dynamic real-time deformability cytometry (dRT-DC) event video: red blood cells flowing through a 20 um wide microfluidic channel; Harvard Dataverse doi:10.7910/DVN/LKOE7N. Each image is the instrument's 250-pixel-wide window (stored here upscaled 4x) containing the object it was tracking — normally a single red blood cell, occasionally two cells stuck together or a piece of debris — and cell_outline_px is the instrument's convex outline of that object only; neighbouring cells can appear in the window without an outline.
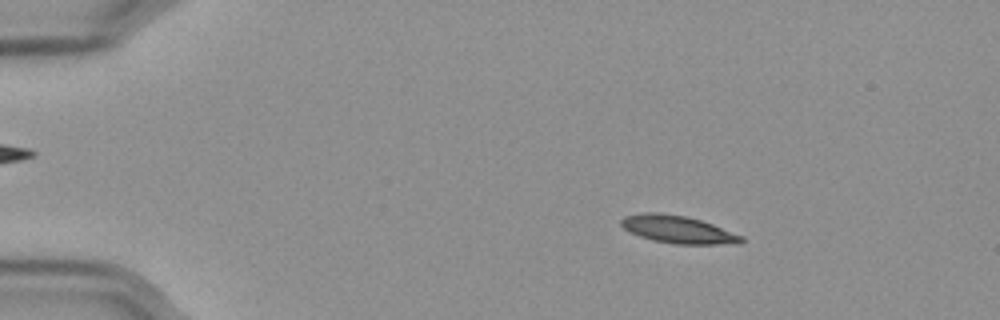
{"species": "Egyptian fruit bat (a non-hibernating species)", "species_latin": "Rousettus aegyptiacus", "temperature_condition": "cold", "stored_images_in_passage": 57, "camera_frame_rate_fps": 3000, "um_per_image_px": 0.085, "frame": {"image": 1, "passage_image": 9, "time_ms": 2.667, "image_size_px": [1000, 320], "cell_outline_px": [[744, 240], [740, 244], [676, 244], [652, 240], [640, 236], [624, 228], [620, 224], [620, 220], [624, 216], [644, 212], [656, 212], [684, 216], [700, 220], [712, 224], [744, 236]], "centroid_in_image_um": [57.64, 19.51], "position_along_channel_um": 27.4, "area_um2": 19.25}}
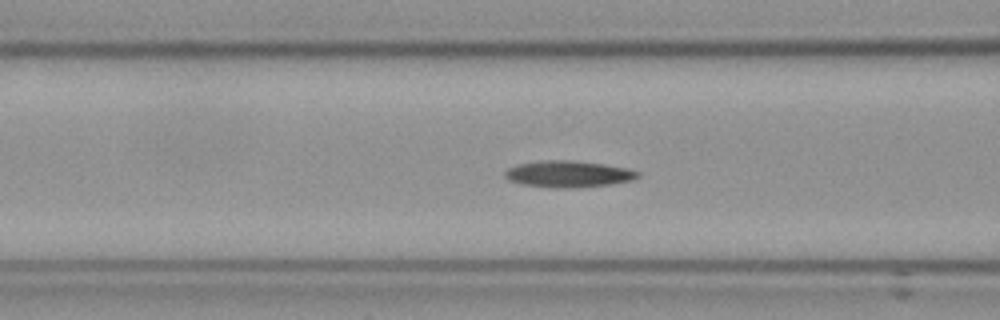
{"frame": {"image": 2, "passage_image": 23, "time_ms": 7.333, "image_size_px": [1000, 320], "cell_outline_px": [[640, 176], [632, 180], [612, 184], [568, 188], [524, 184], [508, 180], [504, 176], [504, 172], [508, 168], [516, 164], [544, 160], [572, 160], [604, 164], [628, 168], [640, 172]], "centroid_in_image_um": [48.33, 14.77], "position_along_channel_um": 118.3, "area_um2": 20.4}}
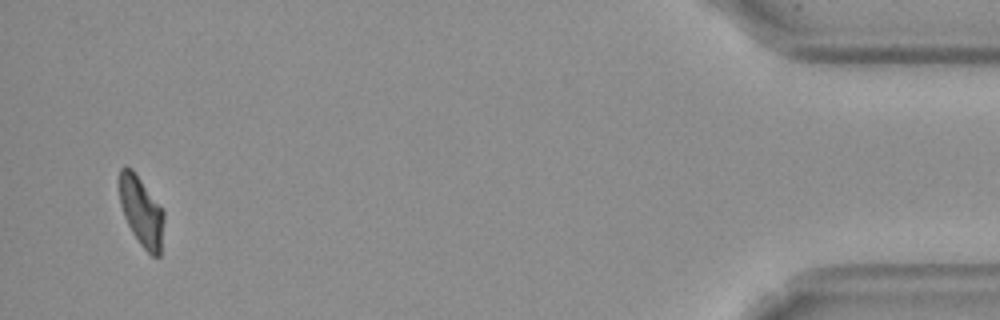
{"frame": {"image": 3, "passage_image": 55, "time_ms": 18.0, "image_size_px": [1000, 320], "cell_outline_px": [[164, 220], [160, 256], [152, 256], [140, 244], [132, 232], [124, 216], [120, 204], [120, 168], [124, 164], [132, 168], [164, 212]], "centroid_in_image_um": [12.01, 17.97], "position_along_channel_um": 423.2, "area_um2": 17.8}, "authors_computed_cell_mechanics": {"area_um2": 19.074, "velocity_mm_per_s": 3.564, "shape_relaxation_time_tau1_ms": null, "shape_relaxation_time_tau2_ms": 2.4562, "deformation_change_tau1": null, "deformation_change_tau2": 0.0834}}